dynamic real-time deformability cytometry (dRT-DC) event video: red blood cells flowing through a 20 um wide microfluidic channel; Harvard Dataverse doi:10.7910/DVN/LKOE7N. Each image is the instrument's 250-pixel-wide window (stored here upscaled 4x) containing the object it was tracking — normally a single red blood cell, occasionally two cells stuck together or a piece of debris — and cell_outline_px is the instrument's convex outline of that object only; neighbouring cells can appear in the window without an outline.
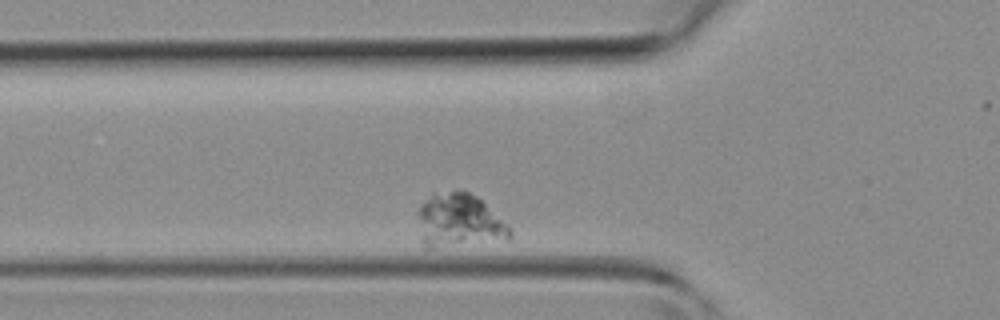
{"species": "common noctule bat (a hibernating species)", "species_latin": "Nyctalus noctula", "temperature_condition": "room temperature", "stored_images_in_passage": 25, "camera_frame_rate_fps": 3000, "um_per_image_px": 0.085, "animal": {"sex": "female", "body_mass_g": 19.3, "forearm_length_mm": 54.1}, "frame": {"image": 1, "passage_image": 4, "time_ms": 1.0, "image_size_px": [1000, 320], "cell_outline_px": [[512, 236], [508, 240], [436, 248], [424, 248], [420, 216], [420, 204], [432, 192], [456, 188], [460, 188], [476, 196], [508, 224], [512, 228]], "centroid_in_image_um": [39.07, 18.74], "position_along_channel_um": 86.7, "area_um2": 29.19}}
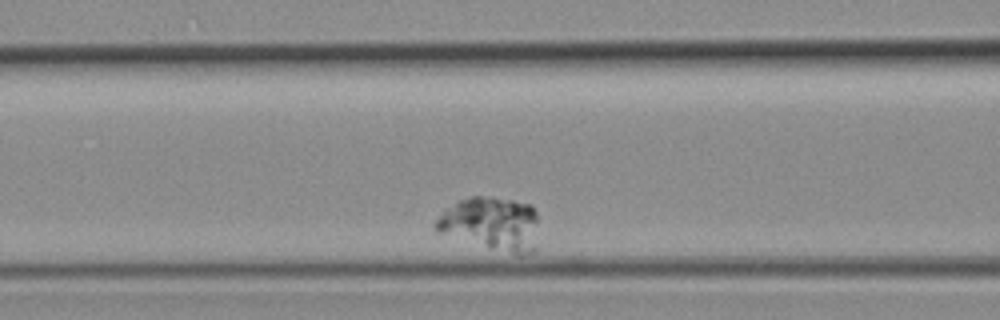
{"frame": {"image": 2, "passage_image": 7, "time_ms": 2.0, "image_size_px": [1000, 320], "cell_outline_px": [[536, 252], [524, 256], [520, 256], [440, 232], [432, 224], [444, 208], [468, 196], [492, 196], [532, 204], [536, 212]], "centroid_in_image_um": [41.79, 18.99], "position_along_channel_um": 124.8, "area_um2": 32.08}}